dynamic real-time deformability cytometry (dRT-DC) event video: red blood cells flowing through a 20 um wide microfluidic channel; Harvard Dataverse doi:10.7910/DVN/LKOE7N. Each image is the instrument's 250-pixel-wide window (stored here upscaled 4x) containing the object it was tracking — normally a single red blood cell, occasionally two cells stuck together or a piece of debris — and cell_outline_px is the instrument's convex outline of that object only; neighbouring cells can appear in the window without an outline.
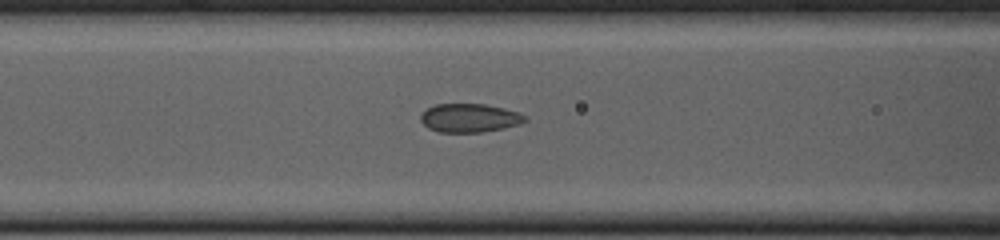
{"species": "common noctule bat (a hibernating species)", "species_latin": "Nyctalus noctula", "temperature_condition": "cold", "stored_images_in_passage": 13, "camera_frame_rate_fps": 3000, "um_per_image_px": 0.085, "animal": {"sex": "female", "body_mass_g": 23.0, "forearm_length_mm": 53.4}, "frame": {"image": 1, "passage_image": 8, "time_ms": 2.333, "image_size_px": [1000, 240], "cell_outline_px": [[528, 120], [520, 124], [504, 128], [480, 132], [440, 132], [428, 128], [420, 120], [420, 116], [428, 108], [436, 104], [484, 104], [504, 108], [520, 112], [528, 116]], "centroid_in_image_um": [39.96, 10.02], "position_along_channel_um": 126.6, "area_um2": 17.46}}
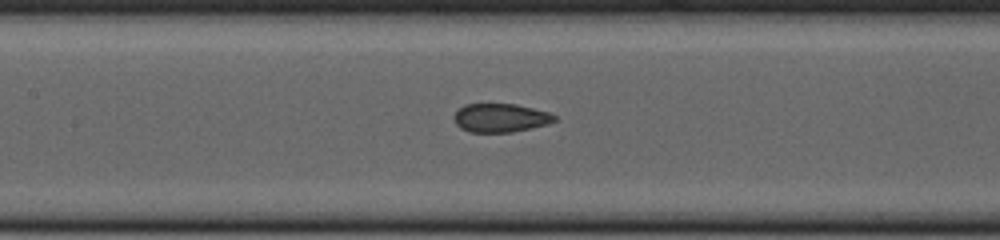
{"frame": {"image": 2, "passage_image": 11, "time_ms": 3.333, "image_size_px": [1000, 240], "cell_outline_px": [[556, 120], [548, 124], [532, 128], [512, 132], [472, 132], [460, 128], [456, 124], [452, 116], [464, 104], [516, 104], [548, 112], [556, 116]], "centroid_in_image_um": [42.53, 10.02], "position_along_channel_um": 164.9, "area_um2": 16.76}}